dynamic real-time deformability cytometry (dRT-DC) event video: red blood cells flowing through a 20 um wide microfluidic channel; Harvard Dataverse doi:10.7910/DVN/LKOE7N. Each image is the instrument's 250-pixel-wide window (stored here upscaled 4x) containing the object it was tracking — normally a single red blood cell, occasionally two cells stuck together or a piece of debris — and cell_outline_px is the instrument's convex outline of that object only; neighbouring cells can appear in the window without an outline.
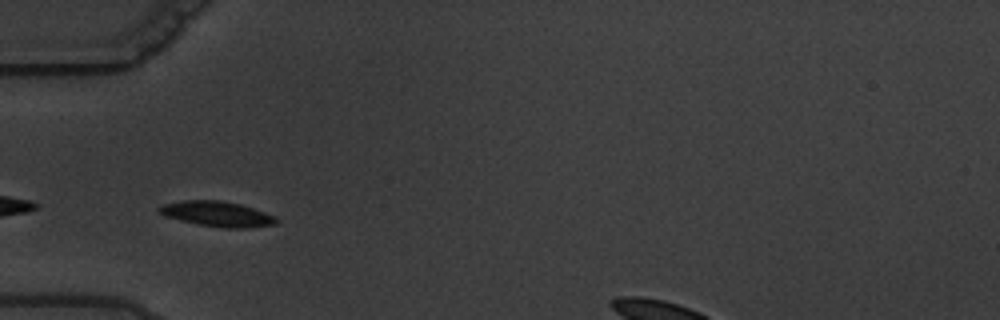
{"species": "common noctule bat (a hibernating species)", "species_latin": "Nyctalus noctula", "temperature_condition": "warm", "stored_images_in_passage": 5, "camera_frame_rate_fps": 3000, "um_per_image_px": 0.085, "animal": {"sex": "male", "body_mass_g": 19.5, "forearm_length_mm": 54.6}, "frame": {"image": 1, "passage_image": 3, "time_ms": 3.0, "image_size_px": [1000, 320], "cell_outline_px": [[276, 224], [248, 228], [224, 228], [196, 224], [164, 216], [156, 208], [164, 204], [184, 200], [220, 200], [240, 204], [264, 212], [272, 216], [276, 220]], "centroid_in_image_um": [18.41, 18.19], "position_along_channel_um": 66.6, "area_um2": 17.05}}